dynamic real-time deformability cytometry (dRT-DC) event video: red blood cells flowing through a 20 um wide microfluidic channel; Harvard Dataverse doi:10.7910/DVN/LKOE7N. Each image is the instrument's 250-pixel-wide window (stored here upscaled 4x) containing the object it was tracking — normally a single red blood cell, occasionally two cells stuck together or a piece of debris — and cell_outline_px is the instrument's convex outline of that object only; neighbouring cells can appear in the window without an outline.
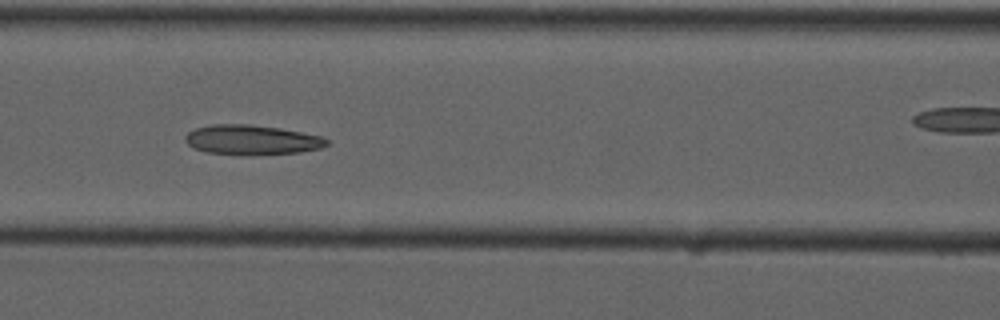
{"species": "common noctule bat (a hibernating species)", "species_latin": "Nyctalus noctula", "temperature_condition": "cold", "stored_images_in_passage": 9, "camera_frame_rate_fps": 3000, "um_per_image_px": 0.085, "animal": {"sex": "male", "forearm_length_mm": 52.5}, "frame": {"image": 1, "passage_image": 7, "time_ms": 6.667, "image_size_px": [1000, 320], "cell_outline_px": [[328, 144], [320, 148], [300, 152], [244, 156], [240, 156], [208, 152], [196, 148], [188, 144], [184, 140], [184, 136], [188, 132], [196, 128], [212, 124], [248, 124], [280, 128], [320, 136], [328, 140]], "centroid_in_image_um": [21.37, 11.9], "position_along_channel_um": 145.2, "area_um2": 24.62}}
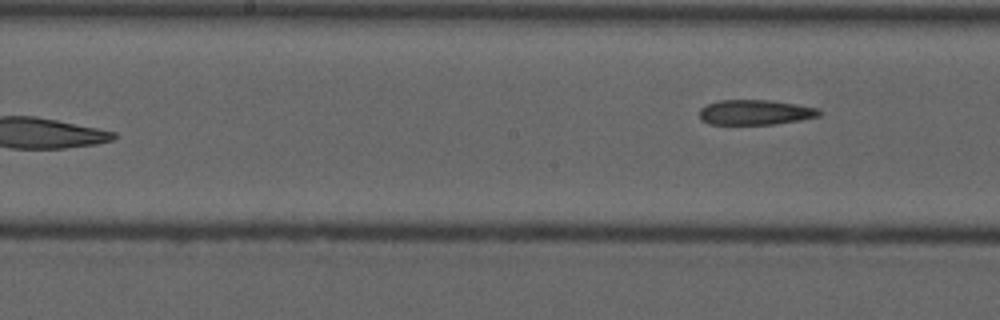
{"frame": {"image": 2, "passage_image": 9, "time_ms": 9.333, "image_size_px": [1000, 320], "cell_outline_px": [[820, 116], [800, 120], [776, 124], [708, 124], [700, 120], [700, 108], [708, 104], [720, 100], [768, 100], [796, 104], [816, 108], [820, 112]], "centroid_in_image_um": [64.16, 9.55], "position_along_channel_um": 184.0, "area_um2": 17.4}}